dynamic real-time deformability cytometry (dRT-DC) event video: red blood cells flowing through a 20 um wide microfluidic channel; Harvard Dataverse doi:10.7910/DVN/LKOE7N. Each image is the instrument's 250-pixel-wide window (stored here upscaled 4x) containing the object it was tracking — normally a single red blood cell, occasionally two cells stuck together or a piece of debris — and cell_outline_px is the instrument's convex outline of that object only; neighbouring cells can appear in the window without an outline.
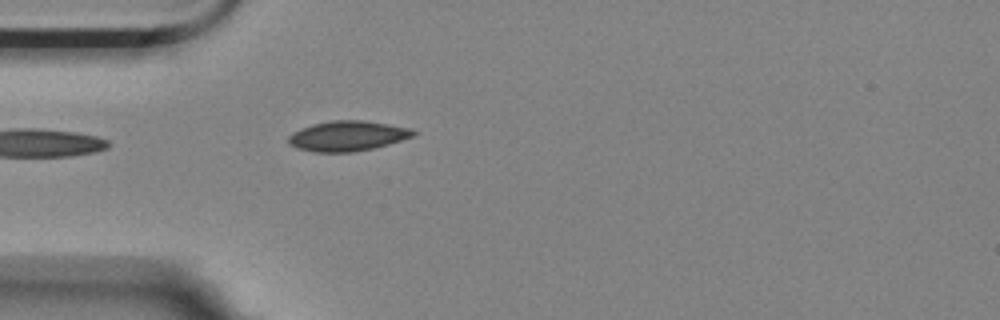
{"species": "Egyptian fruit bat (a non-hibernating species)", "species_latin": "Rousettus aegyptiacus", "temperature_condition": "room temperature", "stored_images_in_passage": 2, "camera_frame_rate_fps": 3000, "um_per_image_px": 0.085, "animal": {"sex": "female"}, "frame": {"image": 1, "passage_image": 2, "time_ms": 0.333, "image_size_px": [1000, 320], "cell_outline_px": [[416, 136], [388, 144], [372, 148], [352, 152], [312, 152], [296, 148], [288, 144], [288, 136], [292, 132], [300, 128], [312, 124], [332, 120], [364, 120], [388, 124], [408, 128], [416, 132]], "centroid_in_image_um": [29.49, 11.55], "position_along_channel_um": 55.5, "area_um2": 22.02}}